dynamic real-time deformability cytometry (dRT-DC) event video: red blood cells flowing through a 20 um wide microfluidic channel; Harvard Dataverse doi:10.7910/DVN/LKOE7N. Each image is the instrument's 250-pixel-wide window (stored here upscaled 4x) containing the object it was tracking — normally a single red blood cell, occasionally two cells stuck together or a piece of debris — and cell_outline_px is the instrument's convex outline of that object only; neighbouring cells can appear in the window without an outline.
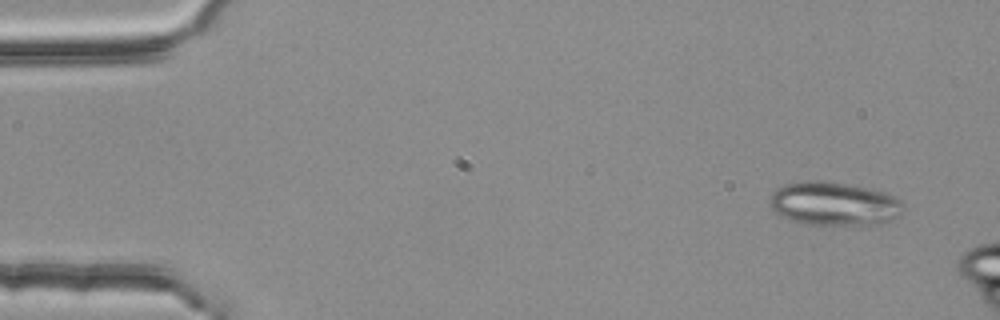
{"species": "common noctule bat (a hibernating species)", "species_latin": "Nyctalus noctula", "temperature_condition": "room temperature", "stored_images_in_passage": 3, "camera_frame_rate_fps": 3000, "um_per_image_px": 0.085, "animal": {"sex": "female", "body_mass_g": 25.1}, "frame": {"image": 1, "passage_image": 1, "time_ms": 0.0, "image_size_px": [1000, 320], "cell_outline_px": [[904, 204], [900, 216], [876, 228], [808, 224], [792, 220], [780, 216], [768, 204], [772, 192], [784, 184], [804, 180], [820, 180], [844, 184], [884, 192], [900, 200]], "centroid_in_image_um": [70.94, 17.37], "position_along_channel_um": 14.1, "area_um2": 34.85}}